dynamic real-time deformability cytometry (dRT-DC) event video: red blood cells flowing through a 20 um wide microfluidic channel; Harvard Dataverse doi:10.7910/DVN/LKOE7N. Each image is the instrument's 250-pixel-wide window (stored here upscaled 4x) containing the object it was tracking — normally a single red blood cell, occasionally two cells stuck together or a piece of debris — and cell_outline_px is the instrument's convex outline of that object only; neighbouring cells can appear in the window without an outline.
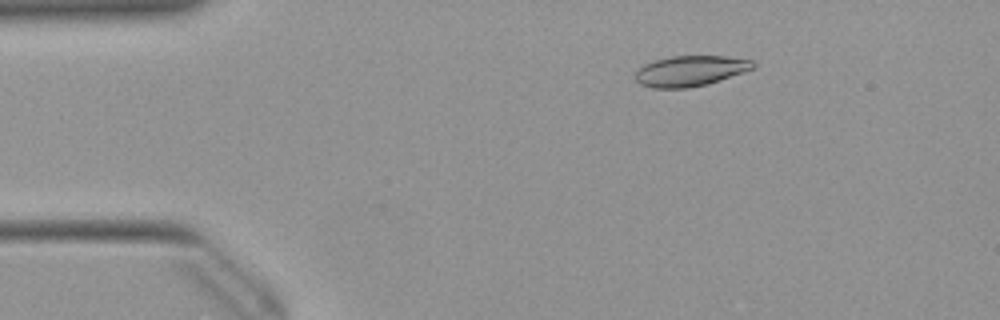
{"species": "Egyptian fruit bat (a non-hibernating species)", "species_latin": "Rousettus aegyptiacus", "temperature_condition": "warm", "stored_images_in_passage": 19, "camera_frame_rate_fps": 3000, "um_per_image_px": 0.085, "animal": {"sex": "female"}, "frame": {"image": 1, "passage_image": 8, "time_ms": 2.333, "image_size_px": [1000, 320], "cell_outline_px": [[756, 64], [752, 68], [744, 72], [708, 84], [688, 88], [652, 88], [640, 84], [636, 80], [636, 72], [644, 64], [652, 60], [672, 56], [724, 56], [752, 60]], "centroid_in_image_um": [58.66, 6.03], "position_along_channel_um": 26.3, "area_um2": 20.92}}
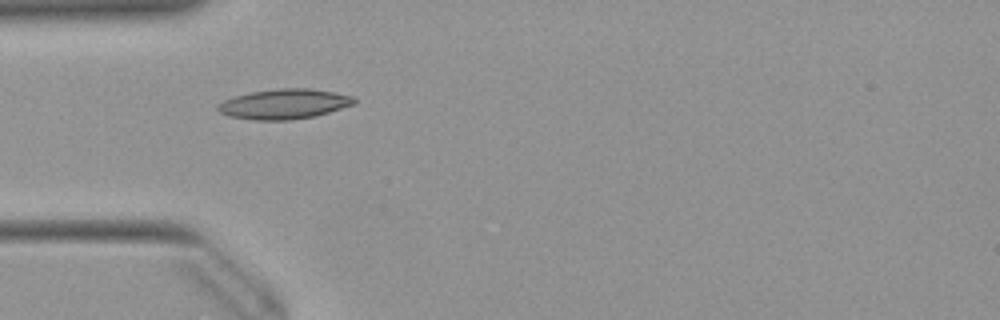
{"frame": {"image": 2, "passage_image": 15, "time_ms": 4.667, "image_size_px": [1000, 320], "cell_outline_px": [[356, 100], [352, 104], [316, 116], [288, 120], [256, 120], [228, 116], [220, 112], [216, 108], [216, 104], [224, 100], [236, 96], [252, 92], [276, 88], [312, 88], [352, 96]], "centroid_in_image_um": [24.11, 8.84], "position_along_channel_um": 60.9, "area_um2": 23.64}}
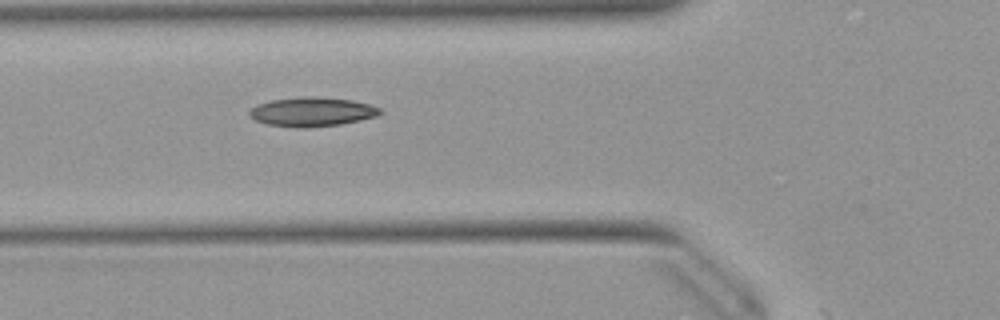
{"frame": {"image": 3, "passage_image": 18, "time_ms": 5.667, "image_size_px": [1000, 320], "cell_outline_px": [[384, 112], [376, 116], [360, 120], [340, 124], [304, 128], [296, 128], [268, 124], [256, 120], [248, 116], [248, 112], [256, 104], [272, 100], [296, 96], [316, 96], [352, 100], [368, 104], [380, 108]], "centroid_in_image_um": [26.5, 9.49], "position_along_channel_um": 99.3, "area_um2": 22.37}}